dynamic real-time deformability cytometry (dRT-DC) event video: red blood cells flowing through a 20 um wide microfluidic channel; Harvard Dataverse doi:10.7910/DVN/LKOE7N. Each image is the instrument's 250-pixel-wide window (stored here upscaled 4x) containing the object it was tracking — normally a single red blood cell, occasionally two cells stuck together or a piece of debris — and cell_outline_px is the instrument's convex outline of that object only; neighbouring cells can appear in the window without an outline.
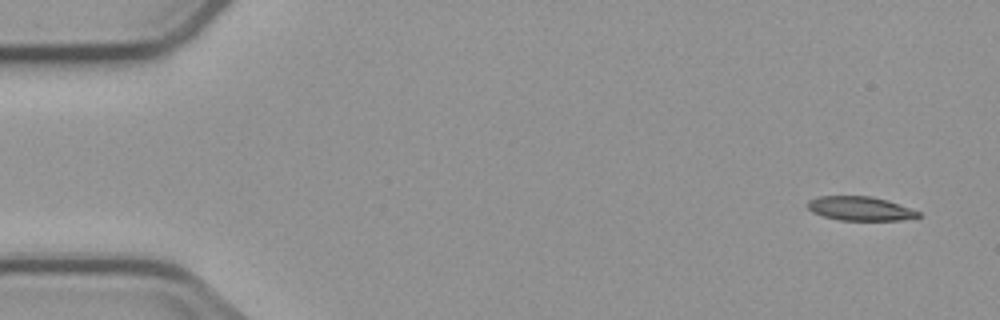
{"species": "common noctule bat (a hibernating species)", "species_latin": "Nyctalus noctula", "temperature_condition": "cold", "stored_images_in_passage": 4, "segment_of_instrument_passage": [1, 2], "camera_frame_rate_fps": 3000, "um_per_image_px": 0.085, "animal": {"sex": "male", "body_mass_g": 23.1, "forearm_length_mm": 52.7}, "frame": {"image": 1, "passage_image": 1, "time_ms": 0.0, "image_size_px": [1000, 320], "cell_outline_px": [[920, 216], [900, 220], [840, 220], [824, 216], [812, 212], [808, 208], [808, 200], [820, 196], [868, 196], [888, 200], [920, 212]], "centroid_in_image_um": [73.09, 17.72], "position_along_channel_um": 11.9, "area_um2": 15.32}}
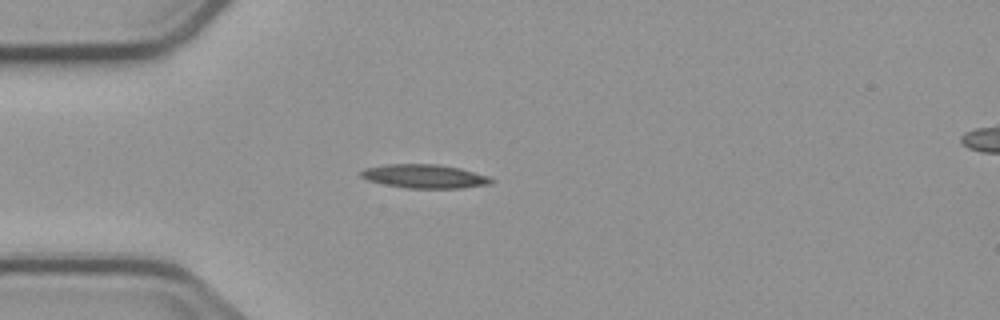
{"frame": {"image": 2, "passage_image": 3, "time_ms": 4.0, "image_size_px": [1000, 320], "cell_outline_px": [[496, 180], [492, 184], [460, 188], [404, 188], [384, 184], [368, 180], [360, 176], [360, 172], [364, 168], [388, 164], [436, 164], [460, 168], [488, 176]], "centroid_in_image_um": [36.1, 14.99], "position_along_channel_um": 48.9, "area_um2": 18.09}}